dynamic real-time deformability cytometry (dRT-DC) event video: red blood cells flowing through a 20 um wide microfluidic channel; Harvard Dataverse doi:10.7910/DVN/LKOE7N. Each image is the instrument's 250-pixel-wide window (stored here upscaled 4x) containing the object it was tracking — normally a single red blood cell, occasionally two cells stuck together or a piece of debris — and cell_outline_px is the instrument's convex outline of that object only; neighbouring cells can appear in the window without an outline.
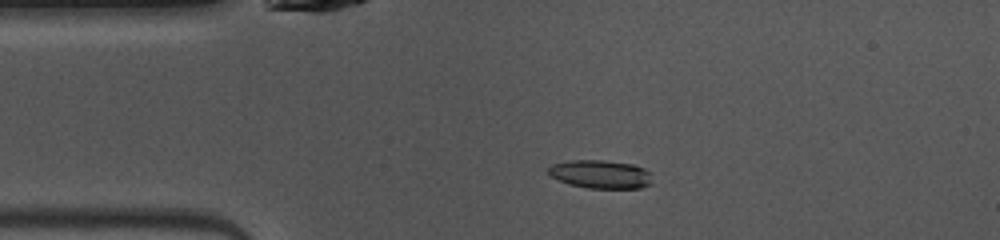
{"species": "common noctule bat (a hibernating species)", "species_latin": "Nyctalus noctula", "temperature_condition": "warm", "stored_images_in_passage": 41, "camera_frame_rate_fps": 3000, "um_per_image_px": 0.085, "animal": {"sex": "female", "body_mass_g": 10.0, "forearm_length_mm": 53.1}, "frame": {"image": 1, "passage_image": 3, "time_ms": 0.667, "image_size_px": [1000, 240], "cell_outline_px": [[652, 184], [640, 188], [588, 188], [568, 184], [552, 176], [548, 172], [548, 168], [552, 164], [572, 160], [604, 160], [632, 164], [644, 168], [652, 172]], "centroid_in_image_um": [51.1, 14.81], "position_along_channel_um": 33.9, "area_um2": 17.28}}
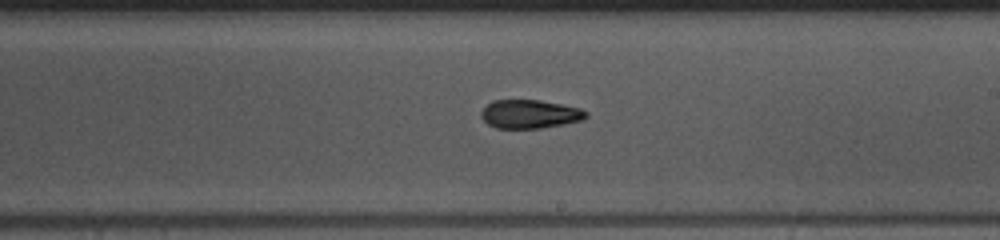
{"frame": {"image": 2, "passage_image": 20, "time_ms": 6.333, "image_size_px": [1000, 240], "cell_outline_px": [[588, 116], [580, 120], [564, 124], [540, 128], [496, 128], [488, 124], [480, 116], [480, 112], [492, 100], [540, 100], [580, 108], [588, 112]], "centroid_in_image_um": [45.02, 9.69], "position_along_channel_um": 244.0, "area_um2": 17.4}}
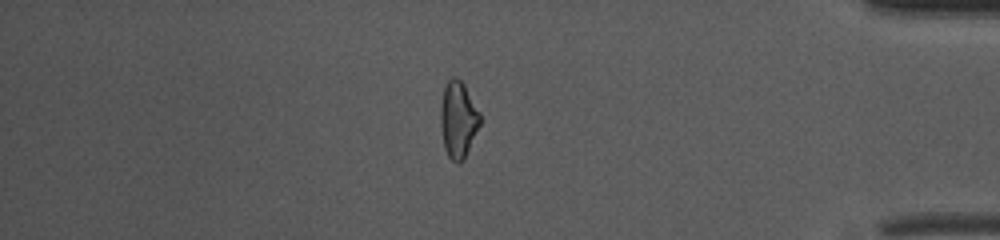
{"frame": {"image": 3, "passage_image": 34, "time_ms": 11.0, "image_size_px": [1000, 240], "cell_outline_px": [[480, 124], [464, 156], [456, 164], [448, 156], [444, 148], [440, 124], [440, 104], [444, 88], [448, 80], [452, 76], [456, 76], [464, 84], [480, 112]], "centroid_in_image_um": [38.92, 10.11], "position_along_channel_um": 396.3, "area_um2": 17.4}, "authors_computed_cell_mechanics": {"area_um2": 17.6868, "velocity_mm_per_s": 4.0815, "shape_relaxation_time_tau1_ms": 8.2434, "shape_relaxation_time_tau2_ms": 3.4786, "deformation_change_tau1": 0.2056, "deformation_change_tau2": 0.1188}}